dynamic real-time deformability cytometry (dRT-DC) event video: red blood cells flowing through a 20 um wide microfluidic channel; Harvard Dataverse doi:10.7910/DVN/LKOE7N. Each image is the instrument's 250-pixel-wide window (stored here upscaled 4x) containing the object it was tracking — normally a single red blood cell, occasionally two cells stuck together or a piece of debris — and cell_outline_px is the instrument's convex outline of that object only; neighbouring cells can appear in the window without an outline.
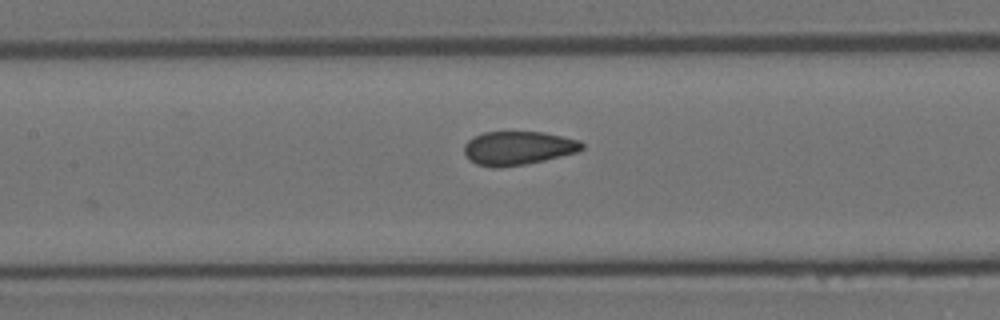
{"species": "Egyptian fruit bat (a non-hibernating species)", "species_latin": "Rousettus aegyptiacus", "temperature_condition": "room temperature", "stored_images_in_passage": 7, "camera_frame_rate_fps": 3000, "um_per_image_px": 0.085, "animal": {"sex": "female"}, "frame": {"image": 1, "passage_image": 7, "time_ms": 2.0, "image_size_px": [1000, 320], "cell_outline_px": [[584, 148], [576, 152], [544, 160], [524, 164], [500, 168], [492, 168], [476, 164], [468, 160], [464, 152], [464, 144], [468, 140], [484, 132], [544, 132], [580, 140], [584, 144]], "centroid_in_image_um": [44.01, 12.59], "position_along_channel_um": 163.4, "area_um2": 23.18}}